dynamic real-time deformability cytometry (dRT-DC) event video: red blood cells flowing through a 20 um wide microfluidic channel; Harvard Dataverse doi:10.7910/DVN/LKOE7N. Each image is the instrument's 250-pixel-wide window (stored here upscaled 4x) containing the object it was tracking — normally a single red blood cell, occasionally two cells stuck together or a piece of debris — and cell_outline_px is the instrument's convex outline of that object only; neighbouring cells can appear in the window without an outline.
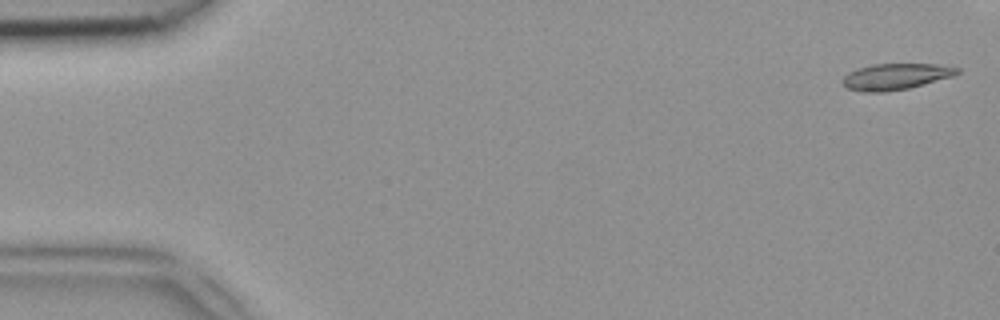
{"species": "common noctule bat (a hibernating species)", "species_latin": "Nyctalus noctula", "temperature_condition": "room temperature", "stored_images_in_passage": 40, "camera_frame_rate_fps": 3000, "um_per_image_px": 0.085, "animal": {"sex": "female", "body_mass_g": 18.4}, "frame": {"image": 1, "passage_image": 1, "time_ms": 0.0, "image_size_px": [1000, 320], "cell_outline_px": [[960, 72], [952, 76], [908, 88], [884, 92], [864, 92], [848, 88], [840, 80], [848, 72], [872, 64], [936, 64], [960, 68]], "centroid_in_image_um": [76.11, 6.5], "position_along_channel_um": 8.9, "area_um2": 17.28}}
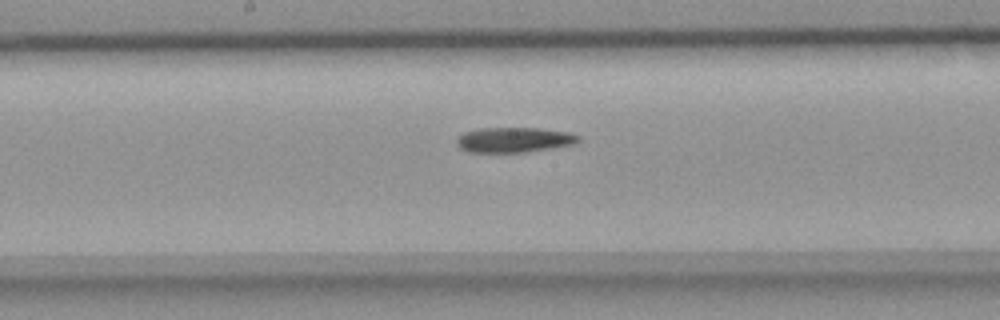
{"frame": {"image": 2, "passage_image": 25, "time_ms": 8.0, "image_size_px": [1000, 320], "cell_outline_px": [[580, 140], [572, 144], [524, 152], [468, 152], [460, 148], [456, 144], [456, 140], [464, 132], [476, 128], [540, 128], [568, 132], [580, 136]], "centroid_in_image_um": [43.65, 11.87], "position_along_channel_um": 204.6, "area_um2": 17.69}}
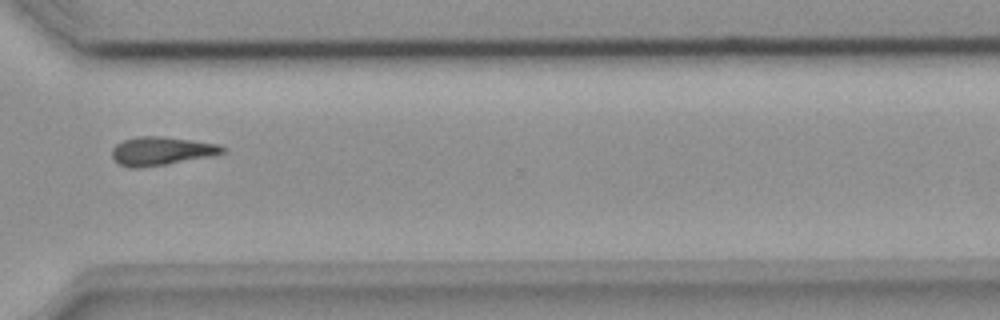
{"frame": {"image": 3, "passage_image": 36, "time_ms": 11.667, "image_size_px": [1000, 320], "cell_outline_px": [[224, 152], [208, 156], [164, 164], [140, 168], [128, 168], [116, 164], [112, 156], [112, 148], [116, 144], [124, 140], [136, 136], [160, 136], [192, 140], [220, 144], [224, 148]], "centroid_in_image_um": [13.63, 12.83], "position_along_channel_um": 357.0, "area_um2": 18.21}}